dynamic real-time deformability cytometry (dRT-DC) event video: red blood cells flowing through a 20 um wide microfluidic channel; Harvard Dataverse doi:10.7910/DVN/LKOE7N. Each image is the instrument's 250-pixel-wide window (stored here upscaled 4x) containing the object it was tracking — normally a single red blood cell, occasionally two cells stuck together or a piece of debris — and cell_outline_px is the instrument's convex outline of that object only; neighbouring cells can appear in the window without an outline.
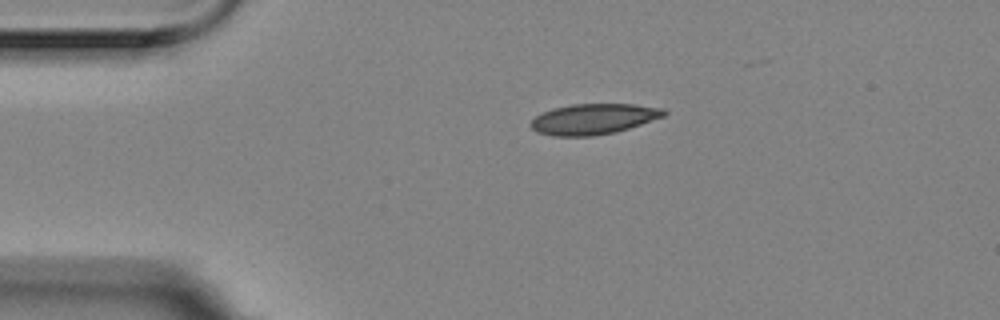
{"species": "Egyptian fruit bat (a non-hibernating species)", "species_latin": "Rousettus aegyptiacus", "temperature_condition": "room temperature", "stored_images_in_passage": 9, "camera_frame_rate_fps": 3000, "um_per_image_px": 0.085, "animal": {"sex": "female"}, "frame": {"image": 1, "passage_image": 1, "time_ms": 0.0, "image_size_px": [1000, 320], "cell_outline_px": [[668, 112], [664, 116], [616, 132], [592, 136], [552, 136], [536, 132], [532, 128], [532, 120], [536, 116], [552, 108], [572, 104], [636, 104], [664, 108]], "centroid_in_image_um": [50.46, 10.11], "position_along_channel_um": 34.5, "area_um2": 23.7}}
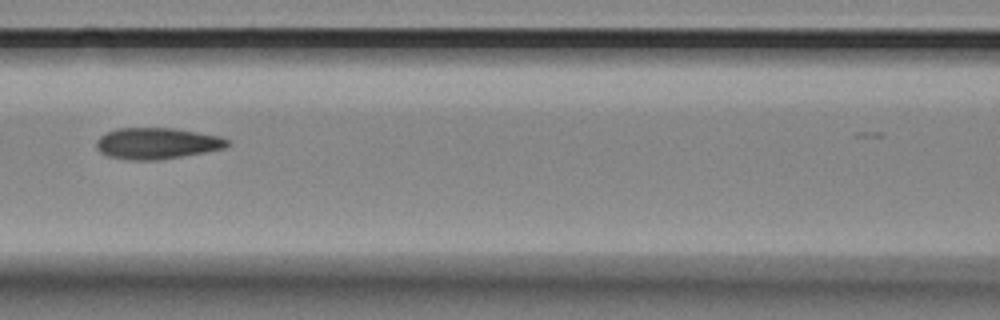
{"frame": {"image": 2, "passage_image": 5, "time_ms": 1.333, "image_size_px": [1000, 320], "cell_outline_px": [[232, 144], [224, 148], [204, 152], [160, 160], [124, 160], [108, 156], [100, 152], [96, 148], [96, 140], [100, 136], [116, 128], [172, 128], [220, 136], [228, 140]], "centroid_in_image_um": [13.31, 12.19], "position_along_channel_um": 153.3, "area_um2": 23.93}}
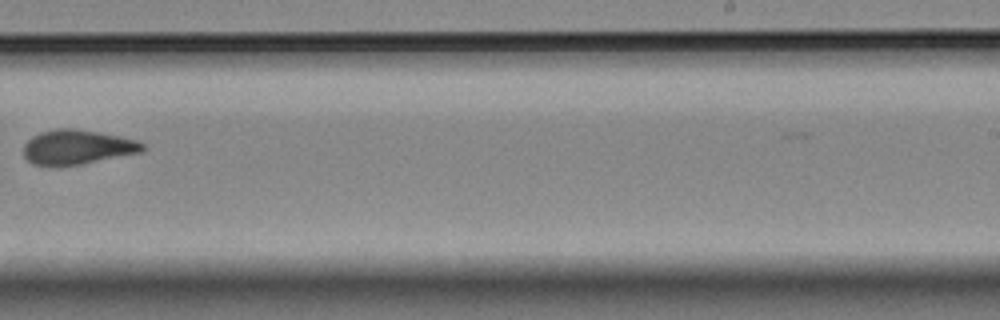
{"frame": {"image": 3, "passage_image": 8, "time_ms": 2.333, "image_size_px": [1000, 320], "cell_outline_px": [[144, 152], [84, 164], [60, 168], [48, 168], [32, 164], [24, 156], [24, 144], [32, 136], [40, 132], [56, 128], [72, 128], [100, 132], [120, 136], [136, 140], [144, 144]], "centroid_in_image_um": [6.54, 12.54], "position_along_channel_um": 282.5, "area_um2": 24.8}}